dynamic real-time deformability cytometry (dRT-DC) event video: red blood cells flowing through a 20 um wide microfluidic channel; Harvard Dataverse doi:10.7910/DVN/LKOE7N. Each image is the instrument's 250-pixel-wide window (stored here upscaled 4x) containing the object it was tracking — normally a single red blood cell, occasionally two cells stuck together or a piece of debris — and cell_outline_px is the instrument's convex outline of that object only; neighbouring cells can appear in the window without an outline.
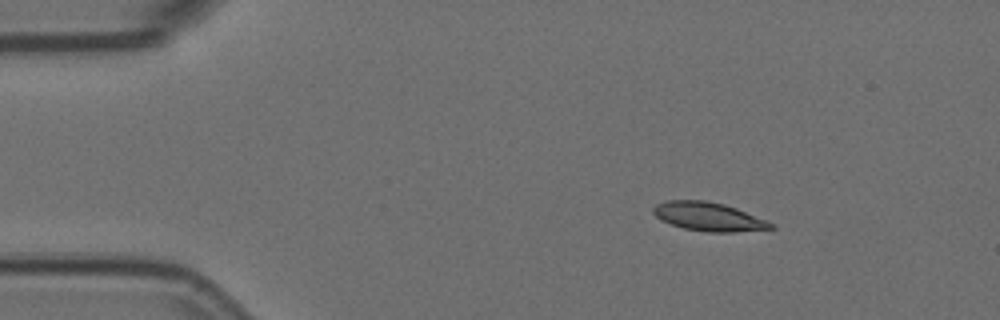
{"species": "Egyptian fruit bat (a non-hibernating species)", "species_latin": "Rousettus aegyptiacus", "temperature_condition": "room temperature", "stored_images_in_passage": 3, "camera_frame_rate_fps": 3000, "um_per_image_px": 0.085, "animal": {"sex": "female"}, "frame": {"image": 1, "passage_image": 1, "time_ms": 0.0, "image_size_px": [1000, 320], "cell_outline_px": [[776, 228], [736, 232], [708, 232], [684, 228], [660, 220], [652, 212], [652, 208], [656, 204], [664, 200], [704, 200], [724, 204], [736, 208], [768, 220], [776, 224]], "centroid_in_image_um": [60.25, 18.41], "position_along_channel_um": 24.7, "area_um2": 19.83}}
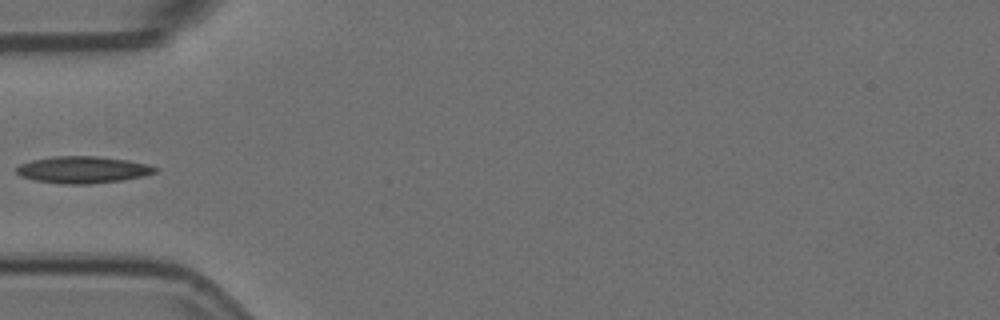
{"frame": {"image": 2, "passage_image": 3, "time_ms": 0.667, "image_size_px": [1000, 320], "cell_outline_px": [[160, 168], [156, 172], [144, 176], [120, 180], [88, 184], [60, 184], [36, 180], [20, 176], [16, 172], [16, 168], [20, 164], [32, 160], [56, 156], [96, 156], [128, 160], [148, 164]], "centroid_in_image_um": [7.06, 14.42], "position_along_channel_um": 77.9, "area_um2": 21.68}}